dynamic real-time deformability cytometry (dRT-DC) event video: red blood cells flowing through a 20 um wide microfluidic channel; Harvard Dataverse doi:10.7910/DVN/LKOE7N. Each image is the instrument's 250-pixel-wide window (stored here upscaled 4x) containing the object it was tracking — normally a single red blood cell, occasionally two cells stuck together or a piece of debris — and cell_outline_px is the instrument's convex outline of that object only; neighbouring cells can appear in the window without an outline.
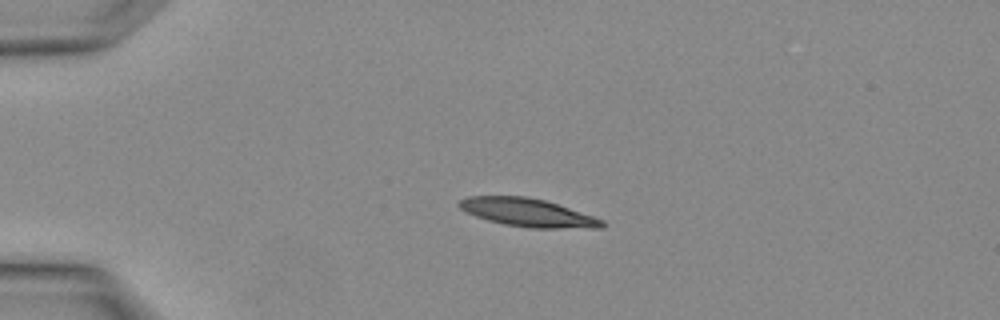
{"species": "Egyptian fruit bat (a non-hibernating species)", "species_latin": "Rousettus aegyptiacus", "temperature_condition": "warm", "stored_images_in_passage": 2, "camera_frame_rate_fps": 3000, "um_per_image_px": 0.085, "animal": {"sex": "female"}, "frame": {"image": 1, "passage_image": 2, "time_ms": 0.333, "image_size_px": [1000, 320], "cell_outline_px": [[608, 224], [604, 228], [528, 228], [504, 224], [488, 220], [464, 212], [456, 204], [460, 200], [468, 196], [524, 196], [544, 200], [604, 220]], "centroid_in_image_um": [44.84, 18.08], "position_along_channel_um": 40.2, "area_um2": 23.41}}